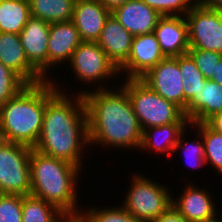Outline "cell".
I'll return each instance as SVG.
<instances>
[{
  "label": "cell",
  "mask_w": 222,
  "mask_h": 222,
  "mask_svg": "<svg viewBox=\"0 0 222 222\" xmlns=\"http://www.w3.org/2000/svg\"><path fill=\"white\" fill-rule=\"evenodd\" d=\"M219 112H222V85L207 79L198 94L187 102L184 115L190 124H196L205 123Z\"/></svg>",
  "instance_id": "obj_20"
},
{
  "label": "cell",
  "mask_w": 222,
  "mask_h": 222,
  "mask_svg": "<svg viewBox=\"0 0 222 222\" xmlns=\"http://www.w3.org/2000/svg\"><path fill=\"white\" fill-rule=\"evenodd\" d=\"M49 32L50 23L31 16L19 34L28 62L46 80H51L47 74Z\"/></svg>",
  "instance_id": "obj_12"
},
{
  "label": "cell",
  "mask_w": 222,
  "mask_h": 222,
  "mask_svg": "<svg viewBox=\"0 0 222 222\" xmlns=\"http://www.w3.org/2000/svg\"><path fill=\"white\" fill-rule=\"evenodd\" d=\"M94 89L78 92L86 106L90 145L139 150L142 130L127 92L121 86Z\"/></svg>",
  "instance_id": "obj_2"
},
{
  "label": "cell",
  "mask_w": 222,
  "mask_h": 222,
  "mask_svg": "<svg viewBox=\"0 0 222 222\" xmlns=\"http://www.w3.org/2000/svg\"><path fill=\"white\" fill-rule=\"evenodd\" d=\"M111 12L99 0H76L72 22L82 41L97 42Z\"/></svg>",
  "instance_id": "obj_15"
},
{
  "label": "cell",
  "mask_w": 222,
  "mask_h": 222,
  "mask_svg": "<svg viewBox=\"0 0 222 222\" xmlns=\"http://www.w3.org/2000/svg\"><path fill=\"white\" fill-rule=\"evenodd\" d=\"M166 56L161 50L154 32L134 36L128 59L118 68L119 76L140 79Z\"/></svg>",
  "instance_id": "obj_11"
},
{
  "label": "cell",
  "mask_w": 222,
  "mask_h": 222,
  "mask_svg": "<svg viewBox=\"0 0 222 222\" xmlns=\"http://www.w3.org/2000/svg\"><path fill=\"white\" fill-rule=\"evenodd\" d=\"M214 222H222V219L220 218L219 220H217V221H214Z\"/></svg>",
  "instance_id": "obj_39"
},
{
  "label": "cell",
  "mask_w": 222,
  "mask_h": 222,
  "mask_svg": "<svg viewBox=\"0 0 222 222\" xmlns=\"http://www.w3.org/2000/svg\"><path fill=\"white\" fill-rule=\"evenodd\" d=\"M45 112V81L25 86L0 107V139L34 148Z\"/></svg>",
  "instance_id": "obj_4"
},
{
  "label": "cell",
  "mask_w": 222,
  "mask_h": 222,
  "mask_svg": "<svg viewBox=\"0 0 222 222\" xmlns=\"http://www.w3.org/2000/svg\"><path fill=\"white\" fill-rule=\"evenodd\" d=\"M134 36L110 14L105 20L98 45L119 68L129 57Z\"/></svg>",
  "instance_id": "obj_19"
},
{
  "label": "cell",
  "mask_w": 222,
  "mask_h": 222,
  "mask_svg": "<svg viewBox=\"0 0 222 222\" xmlns=\"http://www.w3.org/2000/svg\"><path fill=\"white\" fill-rule=\"evenodd\" d=\"M185 19L190 48L222 53V9L194 5Z\"/></svg>",
  "instance_id": "obj_9"
},
{
  "label": "cell",
  "mask_w": 222,
  "mask_h": 222,
  "mask_svg": "<svg viewBox=\"0 0 222 222\" xmlns=\"http://www.w3.org/2000/svg\"><path fill=\"white\" fill-rule=\"evenodd\" d=\"M186 187L179 198H172V205L188 222H214L221 218L216 217L219 215L217 206L207 188H198L191 183Z\"/></svg>",
  "instance_id": "obj_13"
},
{
  "label": "cell",
  "mask_w": 222,
  "mask_h": 222,
  "mask_svg": "<svg viewBox=\"0 0 222 222\" xmlns=\"http://www.w3.org/2000/svg\"><path fill=\"white\" fill-rule=\"evenodd\" d=\"M26 145L0 139V193L30 195V154Z\"/></svg>",
  "instance_id": "obj_7"
},
{
  "label": "cell",
  "mask_w": 222,
  "mask_h": 222,
  "mask_svg": "<svg viewBox=\"0 0 222 222\" xmlns=\"http://www.w3.org/2000/svg\"><path fill=\"white\" fill-rule=\"evenodd\" d=\"M151 90L184 111V92L178 56L166 57L140 78Z\"/></svg>",
  "instance_id": "obj_10"
},
{
  "label": "cell",
  "mask_w": 222,
  "mask_h": 222,
  "mask_svg": "<svg viewBox=\"0 0 222 222\" xmlns=\"http://www.w3.org/2000/svg\"><path fill=\"white\" fill-rule=\"evenodd\" d=\"M188 53L192 56L197 68L206 79H211L215 75V68L217 62L222 59V53L199 48H189Z\"/></svg>",
  "instance_id": "obj_31"
},
{
  "label": "cell",
  "mask_w": 222,
  "mask_h": 222,
  "mask_svg": "<svg viewBox=\"0 0 222 222\" xmlns=\"http://www.w3.org/2000/svg\"><path fill=\"white\" fill-rule=\"evenodd\" d=\"M185 132H187L186 129L180 134L178 142L175 146L174 152L178 149L179 150L181 149V151L185 150L184 153H185L186 159L187 160L190 159L189 161H187L189 167L192 166V168L194 167V169L196 167H203L206 164V162H205L204 142L202 140L200 132L197 131L198 133L196 136L198 138L200 137L201 141L199 139L197 140L195 139V141H192V143L189 141L188 142L184 141L185 138L183 137H184Z\"/></svg>",
  "instance_id": "obj_29"
},
{
  "label": "cell",
  "mask_w": 222,
  "mask_h": 222,
  "mask_svg": "<svg viewBox=\"0 0 222 222\" xmlns=\"http://www.w3.org/2000/svg\"><path fill=\"white\" fill-rule=\"evenodd\" d=\"M67 222H80L78 219H69Z\"/></svg>",
  "instance_id": "obj_38"
},
{
  "label": "cell",
  "mask_w": 222,
  "mask_h": 222,
  "mask_svg": "<svg viewBox=\"0 0 222 222\" xmlns=\"http://www.w3.org/2000/svg\"><path fill=\"white\" fill-rule=\"evenodd\" d=\"M30 17L28 0H0V32L20 34Z\"/></svg>",
  "instance_id": "obj_23"
},
{
  "label": "cell",
  "mask_w": 222,
  "mask_h": 222,
  "mask_svg": "<svg viewBox=\"0 0 222 222\" xmlns=\"http://www.w3.org/2000/svg\"><path fill=\"white\" fill-rule=\"evenodd\" d=\"M190 123H169L162 126H153L142 130V141L140 150L150 151L162 154L166 153L169 156L174 152L180 134L190 127ZM162 136V138H160ZM159 137V138H158ZM161 140V141H160Z\"/></svg>",
  "instance_id": "obj_21"
},
{
  "label": "cell",
  "mask_w": 222,
  "mask_h": 222,
  "mask_svg": "<svg viewBox=\"0 0 222 222\" xmlns=\"http://www.w3.org/2000/svg\"><path fill=\"white\" fill-rule=\"evenodd\" d=\"M193 3L200 7L222 9V0H193Z\"/></svg>",
  "instance_id": "obj_35"
},
{
  "label": "cell",
  "mask_w": 222,
  "mask_h": 222,
  "mask_svg": "<svg viewBox=\"0 0 222 222\" xmlns=\"http://www.w3.org/2000/svg\"><path fill=\"white\" fill-rule=\"evenodd\" d=\"M211 80L222 85V59L217 62L215 75L211 78Z\"/></svg>",
  "instance_id": "obj_37"
},
{
  "label": "cell",
  "mask_w": 222,
  "mask_h": 222,
  "mask_svg": "<svg viewBox=\"0 0 222 222\" xmlns=\"http://www.w3.org/2000/svg\"><path fill=\"white\" fill-rule=\"evenodd\" d=\"M51 77V80H45L43 124L33 149L82 168V152L90 145L83 95L78 93L74 95L75 99L72 98L66 91H61L53 75Z\"/></svg>",
  "instance_id": "obj_1"
},
{
  "label": "cell",
  "mask_w": 222,
  "mask_h": 222,
  "mask_svg": "<svg viewBox=\"0 0 222 222\" xmlns=\"http://www.w3.org/2000/svg\"><path fill=\"white\" fill-rule=\"evenodd\" d=\"M76 0H28L32 17L48 23L72 21Z\"/></svg>",
  "instance_id": "obj_22"
},
{
  "label": "cell",
  "mask_w": 222,
  "mask_h": 222,
  "mask_svg": "<svg viewBox=\"0 0 222 222\" xmlns=\"http://www.w3.org/2000/svg\"><path fill=\"white\" fill-rule=\"evenodd\" d=\"M131 179L122 207L135 219L151 222L172 205L174 196L164 184L137 173Z\"/></svg>",
  "instance_id": "obj_6"
},
{
  "label": "cell",
  "mask_w": 222,
  "mask_h": 222,
  "mask_svg": "<svg viewBox=\"0 0 222 222\" xmlns=\"http://www.w3.org/2000/svg\"><path fill=\"white\" fill-rule=\"evenodd\" d=\"M0 62L15 72L27 85L46 80L28 62L19 34L0 32Z\"/></svg>",
  "instance_id": "obj_14"
},
{
  "label": "cell",
  "mask_w": 222,
  "mask_h": 222,
  "mask_svg": "<svg viewBox=\"0 0 222 222\" xmlns=\"http://www.w3.org/2000/svg\"><path fill=\"white\" fill-rule=\"evenodd\" d=\"M154 33L166 57L188 53V25L185 16H162Z\"/></svg>",
  "instance_id": "obj_18"
},
{
  "label": "cell",
  "mask_w": 222,
  "mask_h": 222,
  "mask_svg": "<svg viewBox=\"0 0 222 222\" xmlns=\"http://www.w3.org/2000/svg\"><path fill=\"white\" fill-rule=\"evenodd\" d=\"M178 65L182 74V85L184 92V112L186 110L187 102L198 94L201 87L207 79L197 68V65L189 53L178 56Z\"/></svg>",
  "instance_id": "obj_25"
},
{
  "label": "cell",
  "mask_w": 222,
  "mask_h": 222,
  "mask_svg": "<svg viewBox=\"0 0 222 222\" xmlns=\"http://www.w3.org/2000/svg\"><path fill=\"white\" fill-rule=\"evenodd\" d=\"M190 125L192 129H197L201 134L206 164H211L222 175V133L214 131L206 123Z\"/></svg>",
  "instance_id": "obj_26"
},
{
  "label": "cell",
  "mask_w": 222,
  "mask_h": 222,
  "mask_svg": "<svg viewBox=\"0 0 222 222\" xmlns=\"http://www.w3.org/2000/svg\"><path fill=\"white\" fill-rule=\"evenodd\" d=\"M27 84L0 62V107L16 96Z\"/></svg>",
  "instance_id": "obj_28"
},
{
  "label": "cell",
  "mask_w": 222,
  "mask_h": 222,
  "mask_svg": "<svg viewBox=\"0 0 222 222\" xmlns=\"http://www.w3.org/2000/svg\"><path fill=\"white\" fill-rule=\"evenodd\" d=\"M69 218L45 200L22 195V222H67Z\"/></svg>",
  "instance_id": "obj_24"
},
{
  "label": "cell",
  "mask_w": 222,
  "mask_h": 222,
  "mask_svg": "<svg viewBox=\"0 0 222 222\" xmlns=\"http://www.w3.org/2000/svg\"><path fill=\"white\" fill-rule=\"evenodd\" d=\"M72 74L80 83H101L104 79L117 77V66L108 58L107 54L97 42L82 41L76 48L69 61ZM109 77V78H108ZM92 82V83H91ZM101 82V83H100Z\"/></svg>",
  "instance_id": "obj_8"
},
{
  "label": "cell",
  "mask_w": 222,
  "mask_h": 222,
  "mask_svg": "<svg viewBox=\"0 0 222 222\" xmlns=\"http://www.w3.org/2000/svg\"><path fill=\"white\" fill-rule=\"evenodd\" d=\"M110 12L130 0H99Z\"/></svg>",
  "instance_id": "obj_36"
},
{
  "label": "cell",
  "mask_w": 222,
  "mask_h": 222,
  "mask_svg": "<svg viewBox=\"0 0 222 222\" xmlns=\"http://www.w3.org/2000/svg\"><path fill=\"white\" fill-rule=\"evenodd\" d=\"M122 83L141 130L169 123H190L179 106L161 97L140 79H125Z\"/></svg>",
  "instance_id": "obj_5"
},
{
  "label": "cell",
  "mask_w": 222,
  "mask_h": 222,
  "mask_svg": "<svg viewBox=\"0 0 222 222\" xmlns=\"http://www.w3.org/2000/svg\"><path fill=\"white\" fill-rule=\"evenodd\" d=\"M162 16H185L194 6L193 0H142Z\"/></svg>",
  "instance_id": "obj_30"
},
{
  "label": "cell",
  "mask_w": 222,
  "mask_h": 222,
  "mask_svg": "<svg viewBox=\"0 0 222 222\" xmlns=\"http://www.w3.org/2000/svg\"><path fill=\"white\" fill-rule=\"evenodd\" d=\"M81 42L79 32L72 21L51 23L48 39V70L59 67L57 66L59 64L69 63Z\"/></svg>",
  "instance_id": "obj_16"
},
{
  "label": "cell",
  "mask_w": 222,
  "mask_h": 222,
  "mask_svg": "<svg viewBox=\"0 0 222 222\" xmlns=\"http://www.w3.org/2000/svg\"><path fill=\"white\" fill-rule=\"evenodd\" d=\"M0 222H22V195L0 193Z\"/></svg>",
  "instance_id": "obj_32"
},
{
  "label": "cell",
  "mask_w": 222,
  "mask_h": 222,
  "mask_svg": "<svg viewBox=\"0 0 222 222\" xmlns=\"http://www.w3.org/2000/svg\"><path fill=\"white\" fill-rule=\"evenodd\" d=\"M81 169L70 162L47 156L32 148L30 194L52 204L69 219H78L81 211L77 205V182Z\"/></svg>",
  "instance_id": "obj_3"
},
{
  "label": "cell",
  "mask_w": 222,
  "mask_h": 222,
  "mask_svg": "<svg viewBox=\"0 0 222 222\" xmlns=\"http://www.w3.org/2000/svg\"><path fill=\"white\" fill-rule=\"evenodd\" d=\"M111 14L133 36L154 32L162 17L142 0H130L115 8Z\"/></svg>",
  "instance_id": "obj_17"
},
{
  "label": "cell",
  "mask_w": 222,
  "mask_h": 222,
  "mask_svg": "<svg viewBox=\"0 0 222 222\" xmlns=\"http://www.w3.org/2000/svg\"><path fill=\"white\" fill-rule=\"evenodd\" d=\"M151 222H188L176 209L171 205L163 214Z\"/></svg>",
  "instance_id": "obj_33"
},
{
  "label": "cell",
  "mask_w": 222,
  "mask_h": 222,
  "mask_svg": "<svg viewBox=\"0 0 222 222\" xmlns=\"http://www.w3.org/2000/svg\"><path fill=\"white\" fill-rule=\"evenodd\" d=\"M78 220L80 222H143L135 219L122 206L108 207L98 210L96 206L87 211H81Z\"/></svg>",
  "instance_id": "obj_27"
},
{
  "label": "cell",
  "mask_w": 222,
  "mask_h": 222,
  "mask_svg": "<svg viewBox=\"0 0 222 222\" xmlns=\"http://www.w3.org/2000/svg\"><path fill=\"white\" fill-rule=\"evenodd\" d=\"M205 123L214 131L222 133V112L214 114Z\"/></svg>",
  "instance_id": "obj_34"
}]
</instances>
